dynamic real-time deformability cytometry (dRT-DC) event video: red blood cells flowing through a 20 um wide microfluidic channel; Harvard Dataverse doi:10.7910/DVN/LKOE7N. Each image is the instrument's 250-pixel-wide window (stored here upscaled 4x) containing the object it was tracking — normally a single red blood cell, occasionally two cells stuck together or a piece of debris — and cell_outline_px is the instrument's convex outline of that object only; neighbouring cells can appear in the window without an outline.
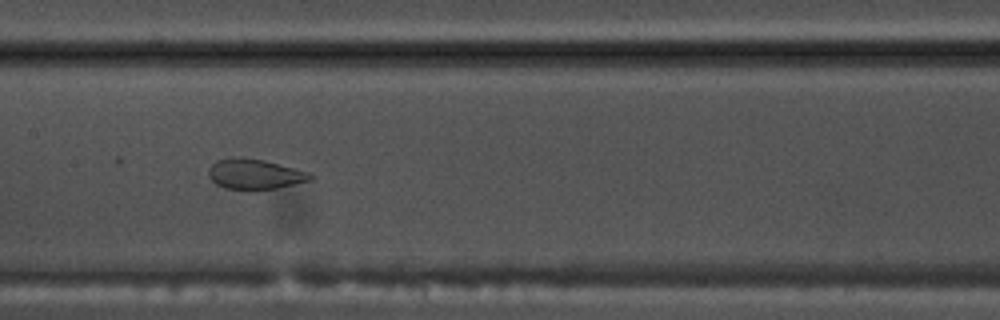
{"species": "common noctule bat (a hibernating species)", "species_latin": "Nyctalus noctula", "temperature_condition": "warm", "stored_images_in_passage": 54, "camera_frame_rate_fps": 3000, "um_per_image_px": 0.085, "animal": {"sex": "male", "body_mass_g": 17.5, "forearm_length_mm": 52.3}, "frame": {"image": 1, "passage_image": 26, "time_ms": 8.333, "image_size_px": [1000, 320], "cell_outline_px": [[316, 176], [312, 180], [276, 188], [224, 188], [216, 184], [208, 176], [208, 168], [216, 160], [232, 156], [236, 156], [264, 160], [308, 172]], "centroid_in_image_um": [21.63, 14.77], "position_along_channel_um": 185.8, "area_um2": 17.74}}
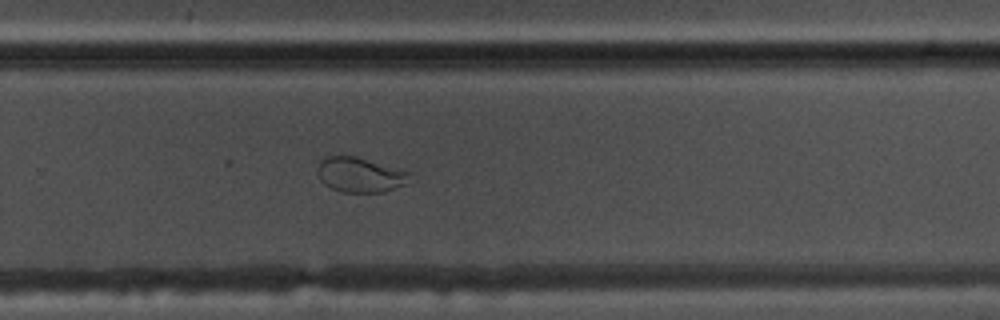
{"frame": {"image": 2, "passage_image": 35, "time_ms": 11.333, "image_size_px": [1000, 320], "cell_outline_px": [[412, 172], [404, 184], [384, 192], [340, 192], [324, 184], [320, 180], [320, 160], [324, 156], [356, 156], [400, 168]], "centroid_in_image_um": [30.63, 14.85], "position_along_channel_um": 299.2, "area_um2": 18.61}}
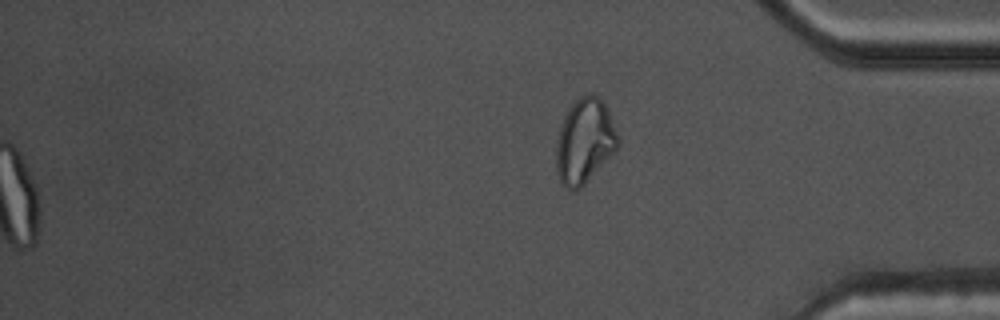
{"frame": {"image": 3, "passage_image": 54, "time_ms": 17.667, "image_size_px": [1000, 320], "cell_outline_px": [[620, 144], [584, 184], [580, 188], [568, 188], [560, 180], [556, 172], [556, 140], [564, 116], [568, 108], [580, 96], [588, 92], [600, 96], [608, 108], [620, 140]], "centroid_in_image_um": [49.69, 11.92], "position_along_channel_um": 385.5, "area_um2": 30.35}}